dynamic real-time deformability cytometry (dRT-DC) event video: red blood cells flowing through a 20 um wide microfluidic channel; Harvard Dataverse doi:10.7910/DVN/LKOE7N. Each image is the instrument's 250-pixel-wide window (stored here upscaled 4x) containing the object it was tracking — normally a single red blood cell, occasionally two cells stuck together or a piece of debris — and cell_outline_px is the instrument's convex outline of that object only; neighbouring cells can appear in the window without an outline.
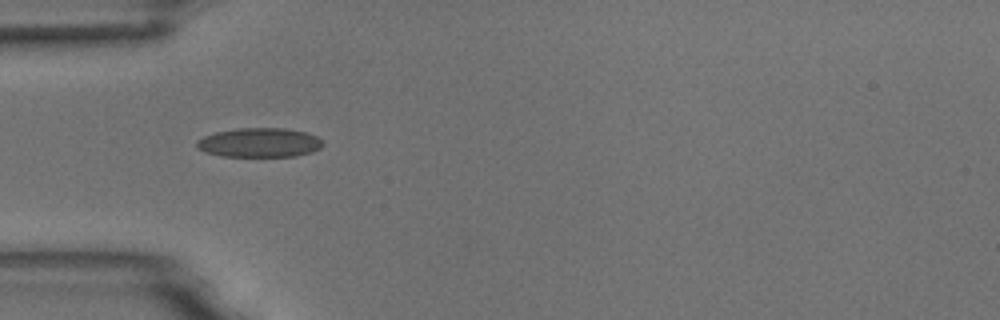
{"species": "common noctule bat (a hibernating species)", "species_latin": "Nyctalus noctula", "temperature_condition": "room temperature", "stored_images_in_passage": 3, "camera_frame_rate_fps": 3000, "um_per_image_px": 0.085, "animal": {"sex": "male", "body_mass_g": 18.8}, "frame": {"image": 1, "passage_image": 1, "time_ms": 0.0, "image_size_px": [1000, 320], "cell_outline_px": [[324, 144], [320, 148], [312, 152], [296, 156], [220, 156], [204, 152], [196, 148], [196, 140], [204, 136], [216, 132], [236, 128], [284, 128], [304, 132], [316, 136], [324, 140]], "centroid_in_image_um": [22.04, 12.12], "position_along_channel_um": 63.0, "area_um2": 21.68}}